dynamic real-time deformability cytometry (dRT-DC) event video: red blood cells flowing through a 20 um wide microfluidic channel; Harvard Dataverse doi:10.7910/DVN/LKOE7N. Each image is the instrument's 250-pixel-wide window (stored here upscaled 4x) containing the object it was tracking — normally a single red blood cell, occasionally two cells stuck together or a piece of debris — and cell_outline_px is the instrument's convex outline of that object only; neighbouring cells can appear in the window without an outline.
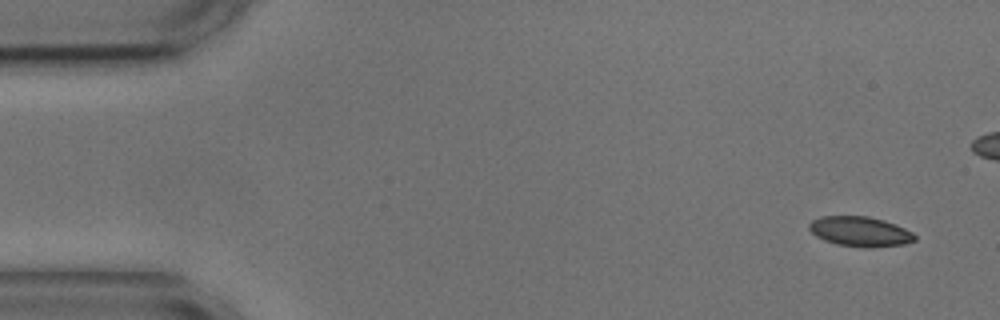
{"species": "common noctule bat (a hibernating species)", "species_latin": "Nyctalus noctula", "temperature_condition": "cold", "stored_images_in_passage": 54, "camera_frame_rate_fps": 3000, "um_per_image_px": 0.085, "animal": {"sex": "male", "body_mass_g": 17.9, "forearm_length_mm": 54.2}, "frame": {"image": 1, "passage_image": 1, "time_ms": 0.0, "image_size_px": [1000, 320], "cell_outline_px": [[916, 240], [904, 244], [872, 248], [860, 248], [836, 244], [824, 240], [816, 236], [808, 228], [808, 224], [812, 220], [820, 216], [868, 216], [884, 220], [896, 224], [912, 232], [916, 236]], "centroid_in_image_um": [73.1, 19.69], "position_along_channel_um": 11.9, "area_um2": 18.67}}
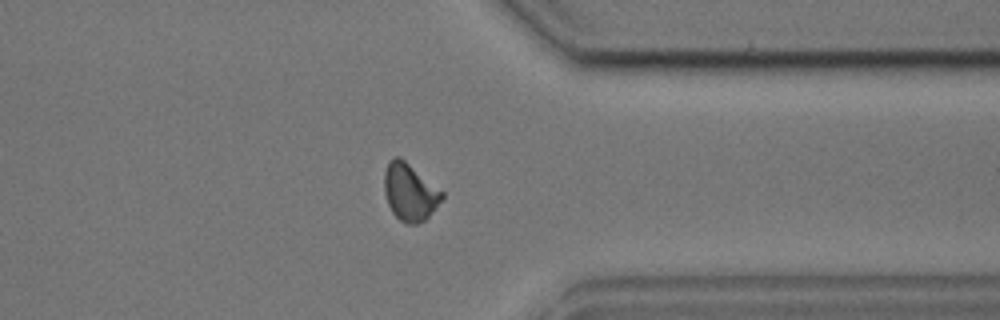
{"frame": {"image": 2, "passage_image": 41, "time_ms": 13.333, "image_size_px": [1000, 320], "cell_outline_px": [[444, 196], [428, 216], [424, 220], [416, 224], [404, 224], [392, 212], [388, 204], [384, 192], [384, 172], [388, 160], [392, 156], [400, 156], [444, 192]], "centroid_in_image_um": [34.8, 16.3], "position_along_channel_um": 376.6, "area_um2": 19.31}}
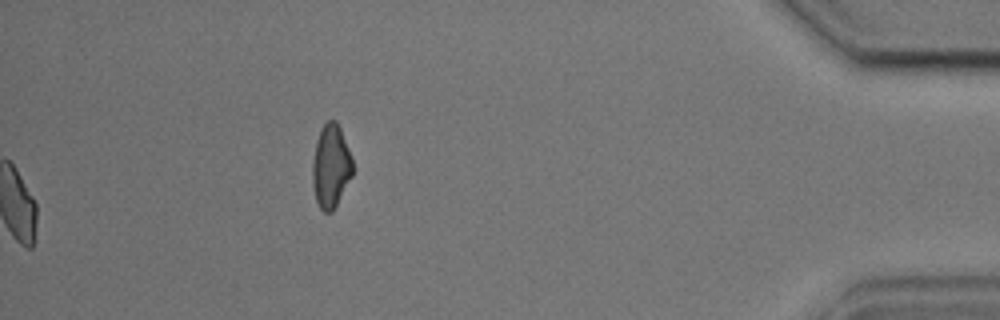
{"frame": {"image": 3, "passage_image": 54, "time_ms": 17.667, "image_size_px": [1000, 320], "cell_outline_px": [[352, 176], [332, 212], [324, 212], [320, 208], [316, 200], [312, 184], [312, 160], [316, 140], [324, 124], [328, 120], [336, 120], [340, 128], [348, 148], [352, 160]], "centroid_in_image_um": [28.1, 14.14], "position_along_channel_um": 407.1, "area_um2": 19.36}, "authors_computed_cell_mechanics": {"area_um2": 18.8428, "velocity_mm_per_s": 3.5894, "shape_relaxation_time_tau1_ms": 4.7097, "shape_relaxation_time_tau2_ms": 2.2284, "deformation_change_tau1": 0.1029, "deformation_change_tau2": 0.0376}}